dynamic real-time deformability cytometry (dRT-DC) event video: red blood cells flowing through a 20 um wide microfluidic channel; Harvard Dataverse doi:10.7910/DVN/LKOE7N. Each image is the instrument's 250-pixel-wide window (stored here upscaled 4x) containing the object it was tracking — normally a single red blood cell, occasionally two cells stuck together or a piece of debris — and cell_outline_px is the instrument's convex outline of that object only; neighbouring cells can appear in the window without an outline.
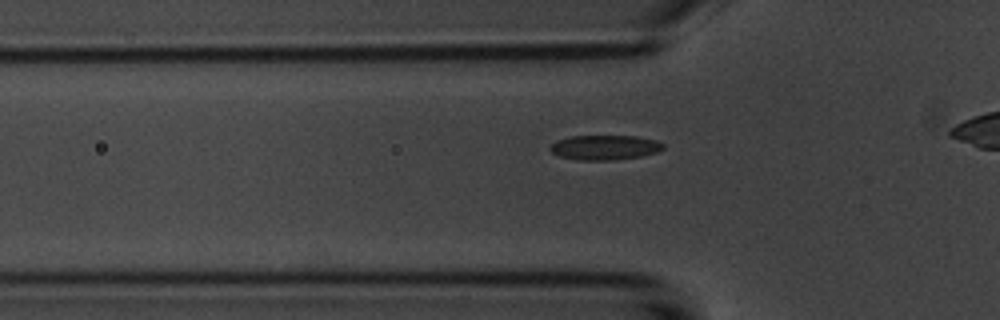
{"species": "common noctule bat (a hibernating species)", "species_latin": "Nyctalus noctula", "temperature_condition": "room temperature", "stored_images_in_passage": 38, "camera_frame_rate_fps": 3000, "um_per_image_px": 0.085, "animal": {"sex": "male", "body_mass_g": 20.1, "forearm_length_mm": 53.5}, "frame": {"image": 1, "passage_image": 12, "time_ms": 3.667, "image_size_px": [1000, 320], "cell_outline_px": [[664, 148], [656, 152], [640, 156], [612, 160], [576, 160], [560, 156], [552, 152], [548, 148], [556, 140], [572, 136], [636, 136], [656, 140], [664, 144]], "centroid_in_image_um": [51.39, 12.53], "position_along_channel_um": 74.4, "area_um2": 16.24}}
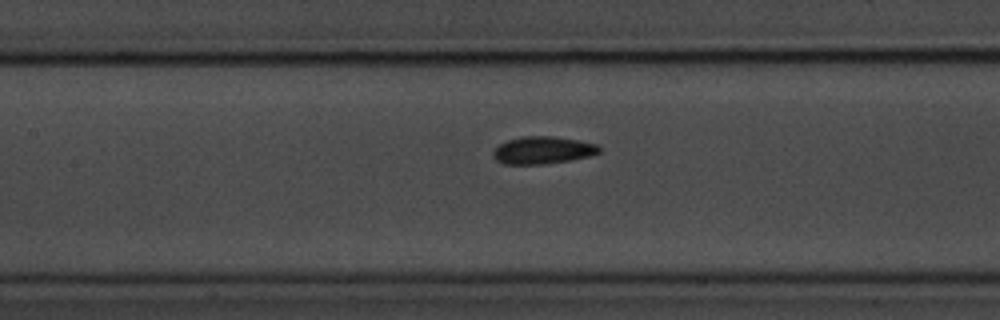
{"frame": {"image": 2, "passage_image": 19, "time_ms": 6.0, "image_size_px": [1000, 320], "cell_outline_px": [[600, 152], [592, 156], [572, 160], [544, 164], [504, 164], [496, 160], [492, 156], [492, 152], [500, 144], [508, 140], [524, 136], [552, 136], [580, 140], [596, 144], [600, 148]], "centroid_in_image_um": [46.16, 12.77], "position_along_channel_um": 161.2, "area_um2": 17.05}}
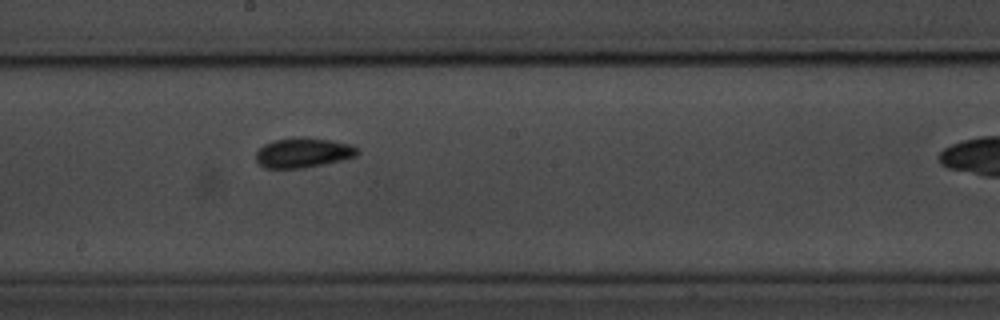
{"frame": {"image": 3, "passage_image": 24, "time_ms": 7.667, "image_size_px": [1000, 320], "cell_outline_px": [[360, 152], [356, 156], [324, 164], [304, 168], [264, 168], [256, 160], [256, 152], [264, 144], [272, 140], [304, 136], [332, 140], [352, 144], [360, 148]], "centroid_in_image_um": [25.8, 12.96], "position_along_channel_um": 222.4, "area_um2": 17.92}}